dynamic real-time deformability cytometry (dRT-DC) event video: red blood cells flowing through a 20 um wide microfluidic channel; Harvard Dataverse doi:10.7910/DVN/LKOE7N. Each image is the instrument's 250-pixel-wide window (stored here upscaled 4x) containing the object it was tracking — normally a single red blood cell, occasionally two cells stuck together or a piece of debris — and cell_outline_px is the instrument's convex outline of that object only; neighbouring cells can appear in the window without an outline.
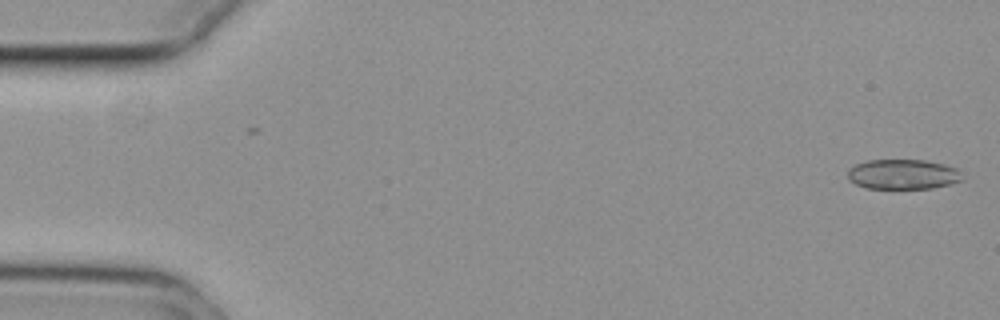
{"species": "common noctule bat (a hibernating species)", "species_latin": "Nyctalus noctula", "temperature_condition": "cold", "stored_images_in_passage": 12, "camera_frame_rate_fps": 3000, "um_per_image_px": 0.085, "animal": {"sex": "female", "body_mass_g": 29.2, "forearm_length_mm": 56.3}, "frame": {"image": 1, "passage_image": 1, "time_ms": 0.0, "image_size_px": [1000, 320], "cell_outline_px": [[964, 180], [952, 184], [932, 188], [864, 188], [848, 180], [848, 168], [856, 164], [868, 160], [924, 160], [944, 164], [956, 168], [960, 172]], "centroid_in_image_um": [76.75, 14.82], "position_along_channel_um": 8.2, "area_um2": 20.11}}